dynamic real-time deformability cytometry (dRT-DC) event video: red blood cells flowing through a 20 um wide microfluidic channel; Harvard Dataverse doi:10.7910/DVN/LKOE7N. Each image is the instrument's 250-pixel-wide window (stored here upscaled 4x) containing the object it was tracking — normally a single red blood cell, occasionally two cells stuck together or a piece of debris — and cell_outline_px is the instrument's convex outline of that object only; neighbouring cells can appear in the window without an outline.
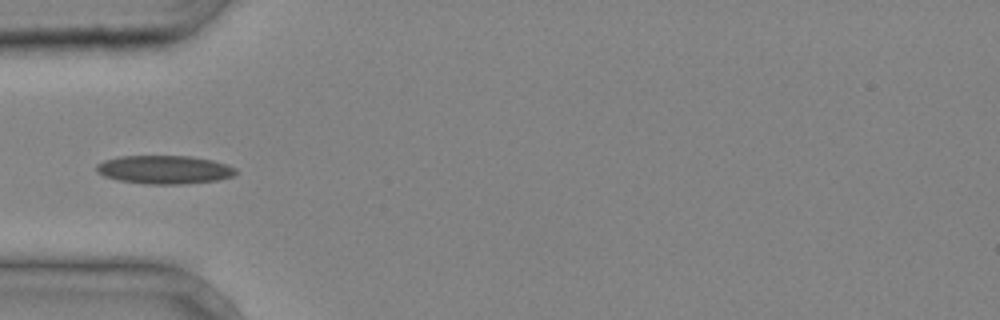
{"species": "common noctule bat (a hibernating species)", "species_latin": "Nyctalus noctula", "temperature_condition": "cold", "stored_images_in_passage": 23, "camera_frame_rate_fps": 3000, "um_per_image_px": 0.085, "animal": {"sex": "male", "body_mass_g": 20.4}, "frame": {"image": 1, "passage_image": 10, "time_ms": 3.0, "image_size_px": [1000, 320], "cell_outline_px": [[236, 172], [232, 176], [216, 180], [180, 184], [144, 184], [120, 180], [104, 176], [96, 172], [96, 164], [104, 160], [120, 156], [188, 156], [212, 160], [228, 164], [236, 168]], "centroid_in_image_um": [13.95, 14.41], "position_along_channel_um": 71.1, "area_um2": 23.0}}
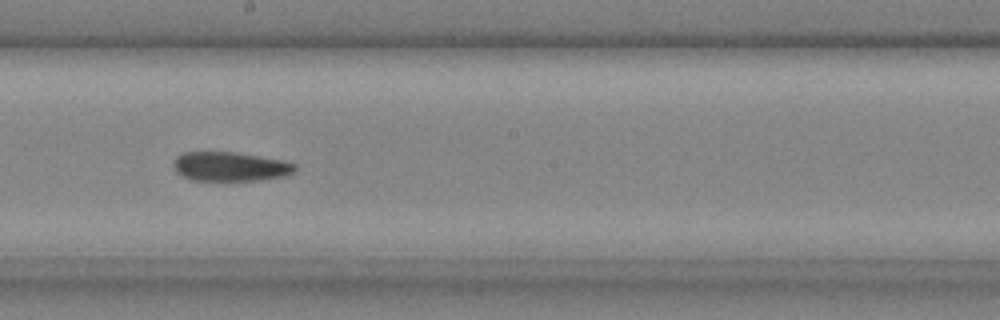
{"frame": {"image": 2, "passage_image": 20, "time_ms": 6.333, "image_size_px": [1000, 320], "cell_outline_px": [[296, 168], [292, 172], [284, 176], [260, 180], [192, 180], [176, 172], [172, 164], [176, 156], [184, 152], [236, 152], [284, 160], [296, 164]], "centroid_in_image_um": [19.56, 14.14], "position_along_channel_um": 228.6, "area_um2": 20.69}}